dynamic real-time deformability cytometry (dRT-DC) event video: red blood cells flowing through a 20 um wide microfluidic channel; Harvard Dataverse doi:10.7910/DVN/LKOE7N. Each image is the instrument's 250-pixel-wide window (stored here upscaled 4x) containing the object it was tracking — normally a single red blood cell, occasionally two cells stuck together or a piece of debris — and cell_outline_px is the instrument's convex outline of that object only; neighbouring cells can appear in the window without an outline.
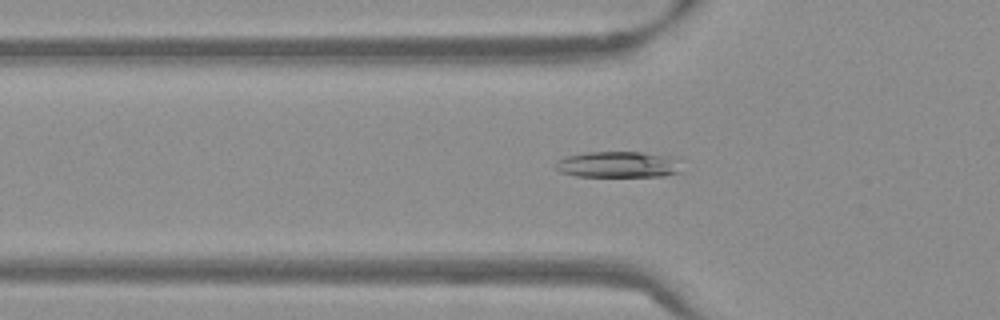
{"species": "Egyptian fruit bat (a non-hibernating species)", "species_latin": "Rousettus aegyptiacus", "temperature_condition": "warm", "stored_images_in_passage": 45, "camera_frame_rate_fps": 3000, "um_per_image_px": 0.085, "frame": {"image": 1, "passage_image": 9, "time_ms": 2.667, "image_size_px": [1000, 320], "cell_outline_px": [[680, 172], [664, 176], [576, 176], [560, 172], [556, 168], [556, 160], [568, 156], [588, 152], [640, 152], [672, 156]], "centroid_in_image_um": [52.49, 13.98], "position_along_channel_um": 73.3, "area_um2": 18.9}}
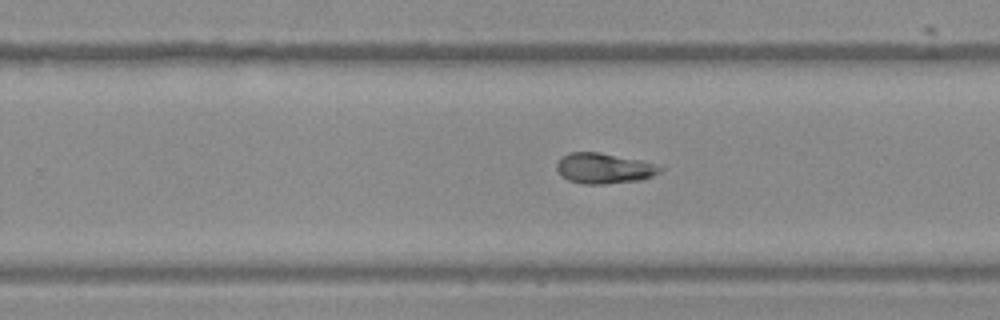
{"frame": {"image": 2, "passage_image": 25, "time_ms": 8.0, "image_size_px": [1000, 320], "cell_outline_px": [[664, 168], [660, 172], [652, 176], [640, 180], [604, 184], [584, 184], [568, 180], [556, 168], [556, 164], [568, 152], [600, 152], [640, 160]], "centroid_in_image_um": [51.34, 14.3], "position_along_channel_um": 278.5, "area_um2": 18.09}}
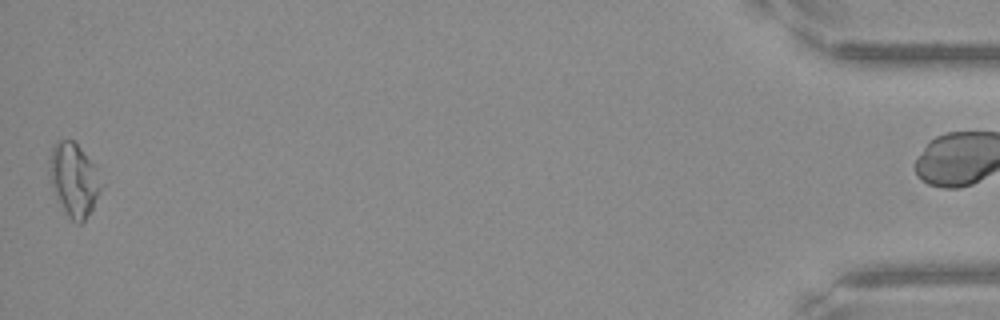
{"frame": {"image": 3, "passage_image": 44, "time_ms": 14.333, "image_size_px": [1000, 320], "cell_outline_px": [[104, 184], [92, 212], [80, 224], [76, 224], [68, 216], [56, 200], [48, 172], [48, 160], [52, 144], [56, 140], [72, 140], [80, 148], [92, 164]], "centroid_in_image_um": [6.25, 15.3], "position_along_channel_um": 428.9, "area_um2": 22.43}, "authors_computed_cell_mechanics": {"area_um2": 18.0914, "velocity_mm_per_s": 3.8302, "shape_relaxation_time_tau1_ms": 8.0112, "shape_relaxation_time_tau2_ms": null, "deformation_change_tau1": 0.2085, "deformation_change_tau2": null}}